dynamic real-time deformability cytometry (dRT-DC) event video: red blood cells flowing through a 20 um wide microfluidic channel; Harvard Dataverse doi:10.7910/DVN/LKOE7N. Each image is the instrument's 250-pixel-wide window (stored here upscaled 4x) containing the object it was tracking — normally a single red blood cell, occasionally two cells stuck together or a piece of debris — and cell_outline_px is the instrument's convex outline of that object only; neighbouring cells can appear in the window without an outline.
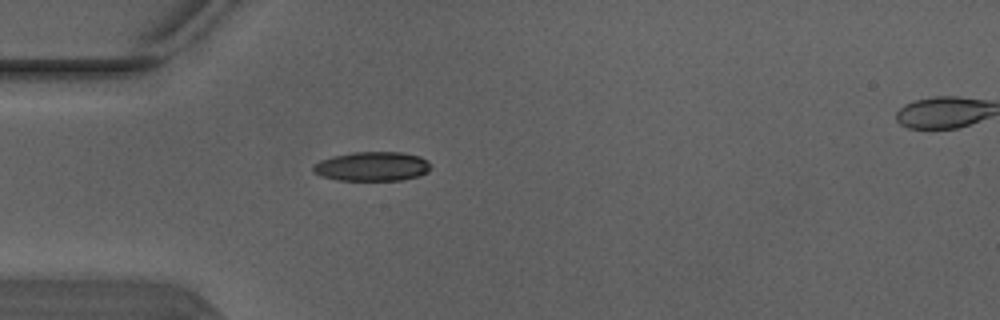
{"species": "Egyptian fruit bat (a non-hibernating species)", "species_latin": "Rousettus aegyptiacus", "temperature_condition": "warm", "stored_images_in_passage": 2, "segment_of_instrument_passage": [1, 2], "camera_frame_rate_fps": 3000, "um_per_image_px": 0.085, "animal": {"sex": "male"}, "frame": {"image": 1, "passage_image": 1, "time_ms": 0.0, "image_size_px": [1000, 320], "cell_outline_px": [[432, 168], [428, 172], [420, 176], [400, 180], [336, 180], [320, 176], [312, 172], [312, 168], [320, 160], [332, 156], [352, 152], [400, 152], [420, 156], [428, 160]], "centroid_in_image_um": [31.65, 14.14], "position_along_channel_um": 53.4, "area_um2": 20.29}}